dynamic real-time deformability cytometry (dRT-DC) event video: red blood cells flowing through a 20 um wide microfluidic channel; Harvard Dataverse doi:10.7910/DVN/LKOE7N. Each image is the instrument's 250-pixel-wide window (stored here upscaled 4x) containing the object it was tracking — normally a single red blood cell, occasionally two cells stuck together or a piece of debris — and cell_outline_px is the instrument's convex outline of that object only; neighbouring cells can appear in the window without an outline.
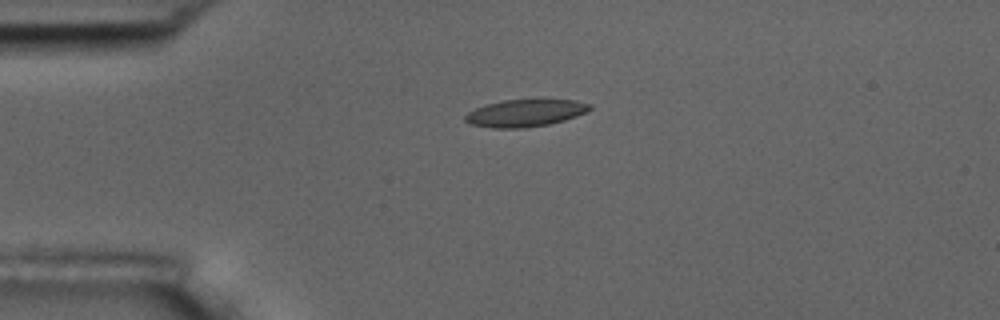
{"species": "common noctule bat (a hibernating species)", "species_latin": "Nyctalus noctula", "temperature_condition": "room temperature", "stored_images_in_passage": 43, "camera_frame_rate_fps": 3000, "um_per_image_px": 0.085, "animal": {"sex": "male", "body_mass_g": 17.5, "forearm_length_mm": 52.3}, "frame": {"image": 1, "passage_image": 1, "time_ms": 0.0, "image_size_px": [1000, 320], "cell_outline_px": [[592, 108], [588, 112], [564, 120], [548, 124], [524, 128], [492, 128], [472, 124], [464, 120], [464, 116], [468, 112], [484, 104], [504, 100], [536, 96], [540, 96], [576, 100], [592, 104]], "centroid_in_image_um": [44.72, 9.54], "position_along_channel_um": 40.3, "area_um2": 20.87}}
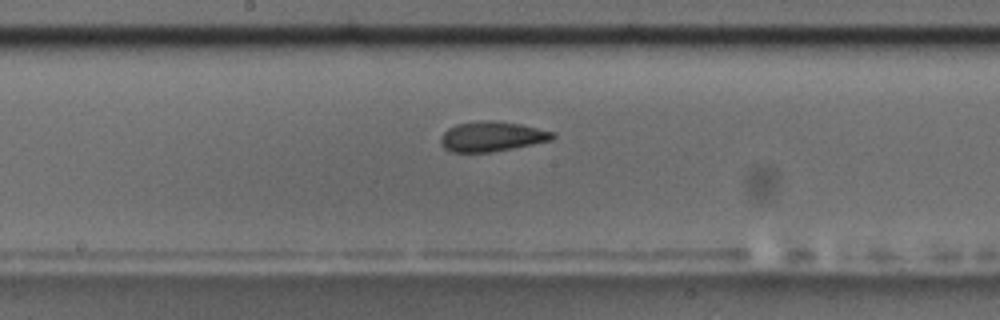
{"frame": {"image": 2, "passage_image": 17, "time_ms": 5.333, "image_size_px": [1000, 320], "cell_outline_px": [[556, 136], [552, 140], [492, 152], [452, 152], [444, 148], [440, 144], [440, 136], [448, 128], [456, 124], [484, 120], [492, 120], [520, 124], [556, 132]], "centroid_in_image_um": [41.8, 11.6], "position_along_channel_um": 206.4, "area_um2": 19.59}}
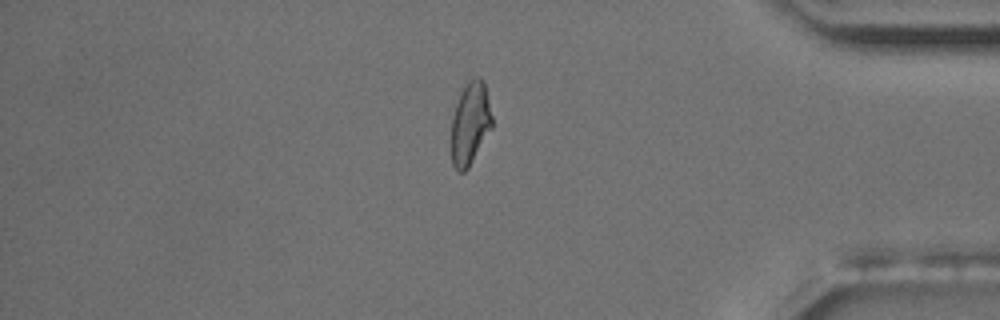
{"frame": {"image": 3, "passage_image": 35, "time_ms": 11.333, "image_size_px": [1000, 320], "cell_outline_px": [[492, 128], [468, 168], [464, 172], [456, 172], [452, 164], [452, 116], [460, 92], [468, 80], [476, 76], [480, 76], [484, 80], [492, 116]], "centroid_in_image_um": [39.97, 10.47], "position_along_channel_um": 395.2, "area_um2": 19.77}, "authors_computed_cell_mechanics": {"area_um2": 19.8254, "velocity_mm_per_s": 3.6263, "shape_relaxation_time_tau1_ms": 6.8099, "shape_relaxation_time_tau2_ms": 2.9765, "deformation_change_tau1": 0.1829, "deformation_change_tau2": 0.1046}}